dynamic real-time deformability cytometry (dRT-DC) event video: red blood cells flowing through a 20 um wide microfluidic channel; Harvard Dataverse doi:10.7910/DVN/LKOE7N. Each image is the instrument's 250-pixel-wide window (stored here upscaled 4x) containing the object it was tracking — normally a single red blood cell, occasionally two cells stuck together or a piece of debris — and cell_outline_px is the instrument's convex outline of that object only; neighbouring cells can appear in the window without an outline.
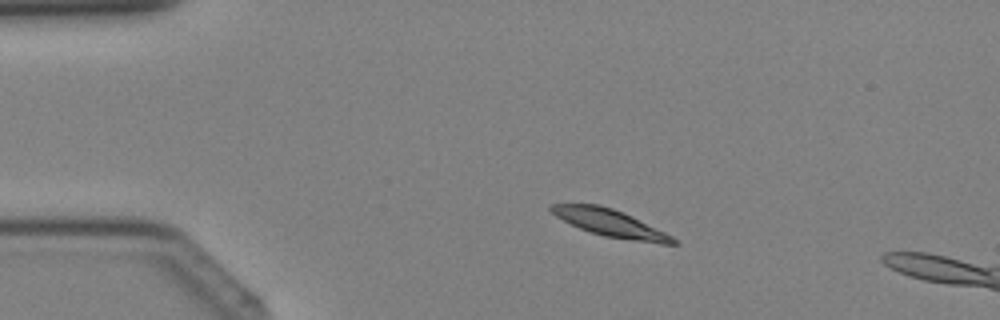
{"species": "Egyptian fruit bat (a non-hibernating species)", "species_latin": "Rousettus aegyptiacus", "temperature_condition": "cold", "stored_images_in_passage": 39, "segment_of_instrument_passage": [1, 2], "camera_frame_rate_fps": 3000, "um_per_image_px": 0.085, "animal": {"sex": "female"}, "frame": {"image": 1, "passage_image": 6, "time_ms": 1.667, "image_size_px": [1000, 320], "cell_outline_px": [[680, 244], [660, 244], [604, 236], [580, 228], [556, 216], [548, 208], [548, 204], [600, 204], [624, 212], [680, 240]], "centroid_in_image_um": [51.91, 18.96], "position_along_channel_um": 33.1, "area_um2": 19.19}}
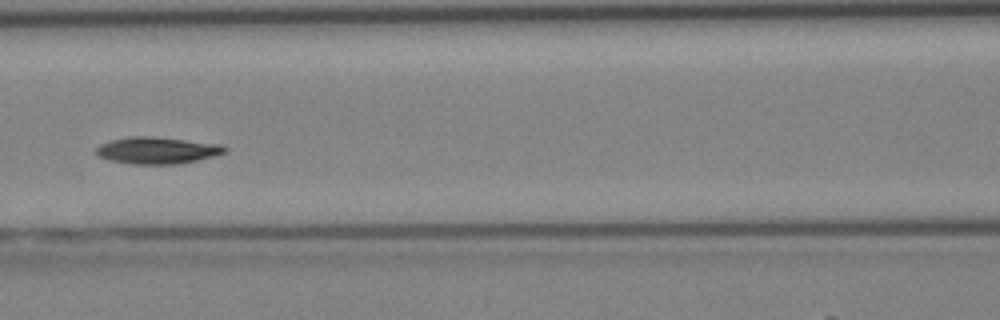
{"frame": {"image": 2, "passage_image": 16, "time_ms": 5.0, "image_size_px": [1000, 320], "cell_outline_px": [[228, 148], [224, 152], [212, 156], [180, 164], [132, 164], [108, 160], [96, 156], [96, 148], [100, 144], [112, 140], [128, 136], [152, 136], [220, 144]], "centroid_in_image_um": [13.3, 12.78], "position_along_channel_um": 153.3, "area_um2": 20.06}}
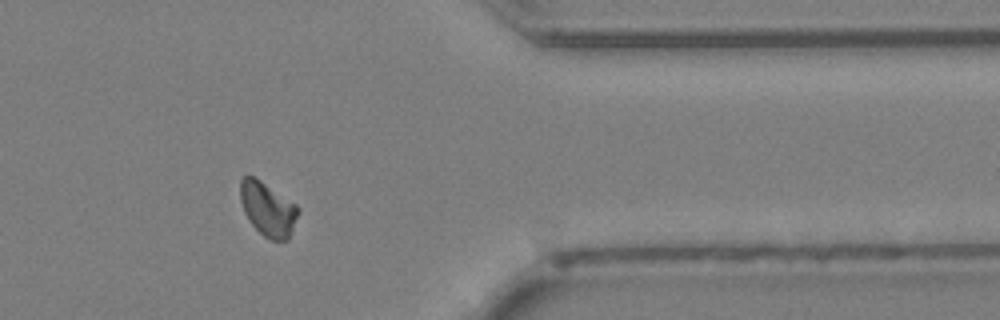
{"frame": {"image": 3, "passage_image": 31, "time_ms": 10.0, "image_size_px": [1000, 320], "cell_outline_px": [[300, 212], [288, 240], [272, 240], [264, 236], [248, 220], [244, 212], [240, 200], [240, 180], [244, 176], [252, 176], [260, 180], [296, 204], [300, 208]], "centroid_in_image_um": [22.77, 17.77], "position_along_channel_um": 388.6, "area_um2": 18.15}}